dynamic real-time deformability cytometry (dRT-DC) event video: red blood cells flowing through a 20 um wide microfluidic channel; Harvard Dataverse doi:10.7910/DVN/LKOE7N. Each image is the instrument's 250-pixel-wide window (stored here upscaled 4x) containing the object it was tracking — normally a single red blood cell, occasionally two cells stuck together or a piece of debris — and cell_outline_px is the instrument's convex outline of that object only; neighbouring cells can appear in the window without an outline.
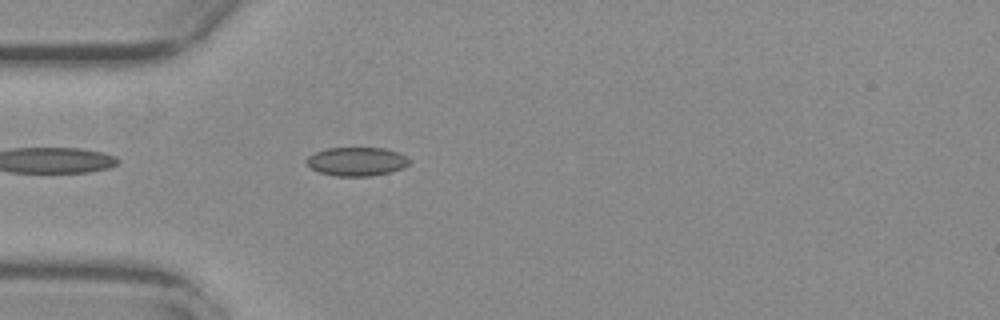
{"species": "common noctule bat (a hibernating species)", "species_latin": "Nyctalus noctula", "temperature_condition": "warm", "stored_images_in_passage": 34, "camera_frame_rate_fps": 3000, "um_per_image_px": 0.085, "animal": {"sex": "female", "body_mass_g": 29.2, "forearm_length_mm": 56.3}, "frame": {"image": 1, "passage_image": 1, "time_ms": 0.0, "image_size_px": [1000, 320], "cell_outline_px": [[412, 160], [404, 168], [372, 176], [336, 176], [320, 172], [312, 168], [304, 160], [308, 156], [316, 152], [328, 148], [384, 148], [396, 152]], "centroid_in_image_um": [30.32, 13.73], "position_along_channel_um": 54.7, "area_um2": 17.05}}
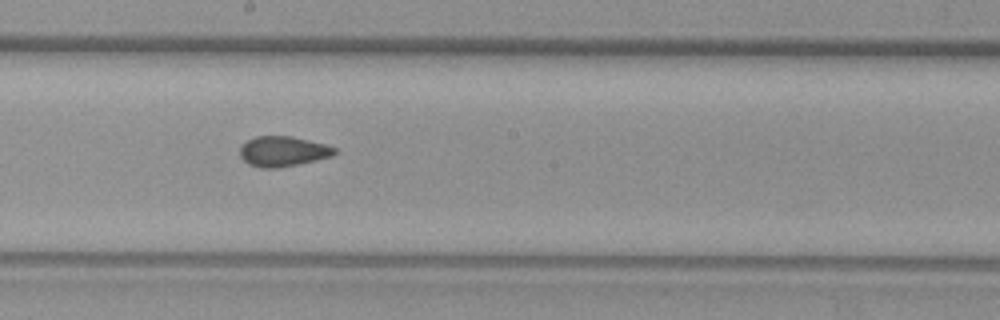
{"frame": {"image": 2, "passage_image": 15, "time_ms": 4.667, "image_size_px": [1000, 320], "cell_outline_px": [[336, 152], [332, 156], [296, 164], [276, 168], [260, 168], [248, 164], [240, 156], [240, 144], [256, 136], [292, 136], [324, 144], [336, 148]], "centroid_in_image_um": [24.0, 12.86], "position_along_channel_um": 224.2, "area_um2": 16.53}}
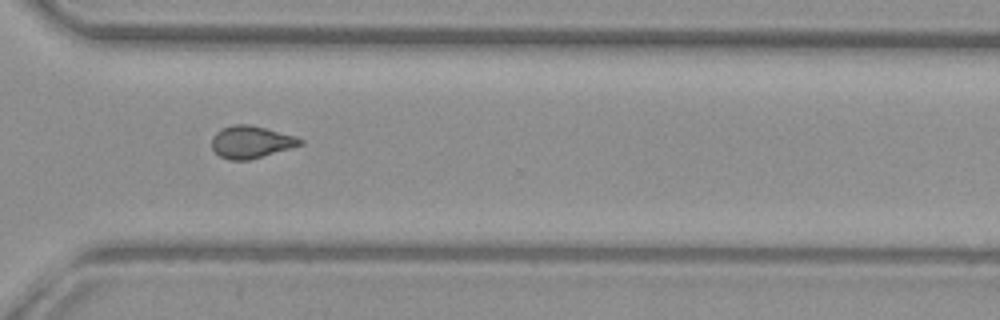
{"frame": {"image": 3, "passage_image": 25, "time_ms": 8.0, "image_size_px": [1000, 320], "cell_outline_px": [[304, 144], [248, 160], [228, 160], [220, 156], [212, 148], [212, 136], [220, 128], [232, 124], [248, 124], [296, 136], [304, 140]], "centroid_in_image_um": [21.32, 12.06], "position_along_channel_um": 349.3, "area_um2": 16.59}, "authors_computed_cell_mechanics": {"area_um2": 16.7042, "velocity_mm_per_s": 3.7566, "shape_relaxation_time_tau1_ms": null, "shape_relaxation_time_tau2_ms": 1.6284, "deformation_change_tau1": null, "deformation_change_tau2": 0.0797}}